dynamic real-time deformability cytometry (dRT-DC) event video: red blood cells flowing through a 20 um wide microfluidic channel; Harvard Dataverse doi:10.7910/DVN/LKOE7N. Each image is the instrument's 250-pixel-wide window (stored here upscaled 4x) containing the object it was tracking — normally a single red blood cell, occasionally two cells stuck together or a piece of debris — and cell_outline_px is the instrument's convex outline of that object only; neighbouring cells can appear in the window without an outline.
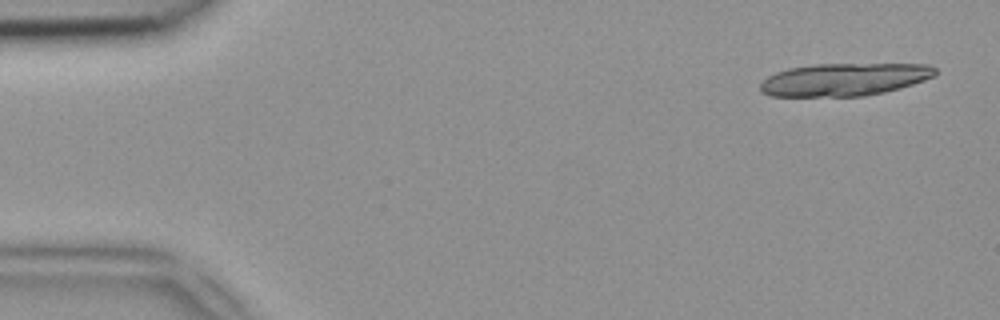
{"species": "common noctule bat (a hibernating species)", "species_latin": "Nyctalus noctula", "temperature_condition": "room temperature", "stored_images_in_passage": 16, "camera_frame_rate_fps": 3000, "um_per_image_px": 0.085, "animal": {"sex": "female", "body_mass_g": 18.4}, "frame": {"image": 1, "passage_image": 2, "time_ms": 0.333, "image_size_px": [1000, 320], "cell_outline_px": [[936, 76], [900, 88], [884, 92], [864, 96], [772, 96], [760, 92], [760, 84], [768, 76], [776, 72], [788, 68], [812, 64], [928, 64], [936, 68]], "centroid_in_image_um": [71.76, 6.75], "position_along_channel_um": 13.2, "area_um2": 33.41}}